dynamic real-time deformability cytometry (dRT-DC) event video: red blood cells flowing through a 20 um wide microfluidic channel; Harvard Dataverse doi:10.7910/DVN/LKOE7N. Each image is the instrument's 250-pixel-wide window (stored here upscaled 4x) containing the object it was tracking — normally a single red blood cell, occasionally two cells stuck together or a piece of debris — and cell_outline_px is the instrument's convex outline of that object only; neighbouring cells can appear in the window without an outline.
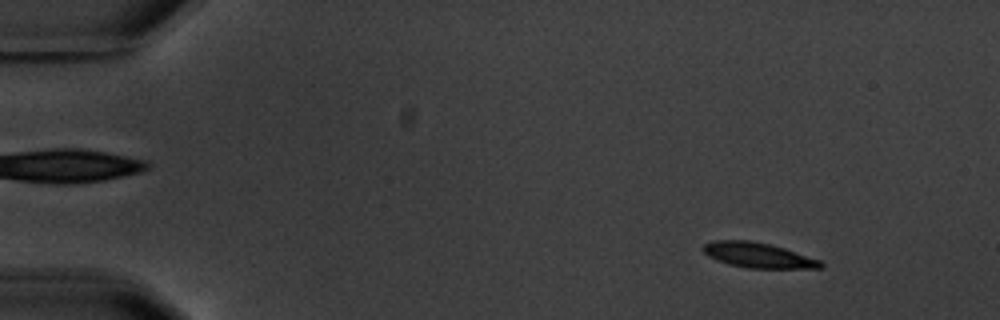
{"species": "common noctule bat (a hibernating species)", "species_latin": "Nyctalus noctula", "temperature_condition": "warm", "stored_images_in_passage": 5, "camera_frame_rate_fps": 3000, "um_per_image_px": 0.085, "animal": {"sex": "male", "body_mass_g": 20.1, "forearm_length_mm": 53.5}, "frame": {"image": 1, "passage_image": 2, "time_ms": 1.333, "image_size_px": [1000, 320], "cell_outline_px": [[824, 268], [748, 268], [728, 264], [716, 260], [708, 256], [700, 248], [704, 244], [712, 240], [752, 240], [784, 248], [820, 260], [824, 264]], "centroid_in_image_um": [64.4, 21.69], "position_along_channel_um": 20.6, "area_um2": 17.28}}
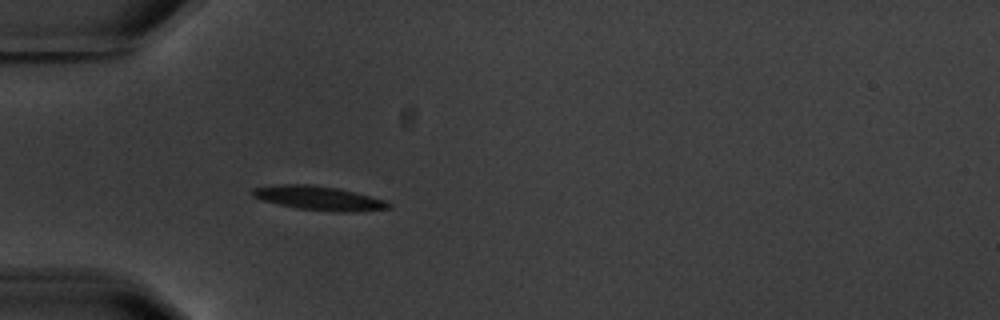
{"frame": {"image": 2, "passage_image": 5, "time_ms": 5.0, "image_size_px": [1000, 320], "cell_outline_px": [[392, 208], [356, 212], [336, 212], [296, 208], [260, 200], [252, 196], [252, 188], [276, 184], [308, 184], [340, 188], [384, 200], [392, 204]], "centroid_in_image_um": [27.09, 16.84], "position_along_channel_um": 57.9, "area_um2": 19.31}}